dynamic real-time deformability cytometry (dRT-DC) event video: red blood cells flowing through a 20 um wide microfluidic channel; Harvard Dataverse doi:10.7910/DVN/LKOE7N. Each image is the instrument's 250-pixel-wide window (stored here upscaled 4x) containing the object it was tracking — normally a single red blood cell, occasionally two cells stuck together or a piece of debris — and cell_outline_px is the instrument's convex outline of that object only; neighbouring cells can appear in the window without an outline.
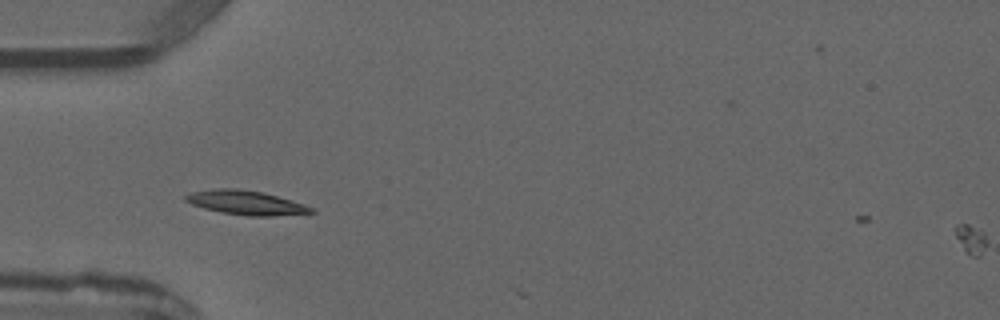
{"species": "common noctule bat (a hibernating species)", "species_latin": "Nyctalus noctula", "temperature_condition": "warm", "stored_images_in_passage": 4, "camera_frame_rate_fps": 3000, "um_per_image_px": 0.085, "animal": {"sex": "male", "forearm_length_mm": 52.5}, "frame": {"image": 1, "passage_image": 3, "time_ms": 3.333, "image_size_px": [1000, 320], "cell_outline_px": [[316, 212], [272, 216], [248, 216], [220, 212], [204, 208], [192, 204], [184, 200], [184, 196], [192, 192], [212, 188], [236, 188], [264, 192], [304, 204], [316, 208]], "centroid_in_image_um": [20.91, 17.22], "position_along_channel_um": 64.1, "area_um2": 17.8}}